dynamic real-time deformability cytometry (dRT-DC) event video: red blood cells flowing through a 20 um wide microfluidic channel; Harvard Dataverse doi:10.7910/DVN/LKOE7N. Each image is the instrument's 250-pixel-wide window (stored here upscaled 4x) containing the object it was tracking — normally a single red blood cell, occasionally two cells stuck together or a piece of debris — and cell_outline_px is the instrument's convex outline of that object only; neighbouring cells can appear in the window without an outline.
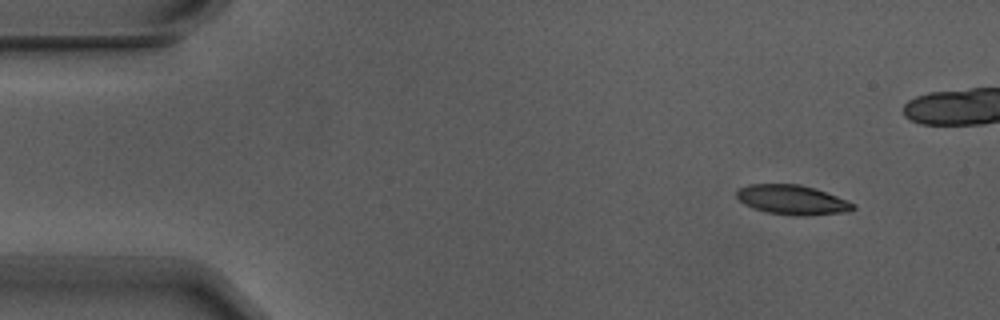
{"species": "Egyptian fruit bat (a non-hibernating species)", "species_latin": "Rousettus aegyptiacus", "temperature_condition": "warm", "stored_images_in_passage": 5, "camera_frame_rate_fps": 3000, "um_per_image_px": 0.085, "animal": {"sex": "male"}, "frame": {"image": 1, "passage_image": 1, "time_ms": 0.0, "image_size_px": [1000, 320], "cell_outline_px": [[856, 208], [852, 212], [808, 216], [800, 216], [768, 212], [752, 208], [744, 204], [736, 196], [736, 192], [740, 188], [748, 184], [800, 184], [816, 188], [848, 200], [856, 204]], "centroid_in_image_um": [67.41, 16.99], "position_along_channel_um": 17.6, "area_um2": 20.4}}